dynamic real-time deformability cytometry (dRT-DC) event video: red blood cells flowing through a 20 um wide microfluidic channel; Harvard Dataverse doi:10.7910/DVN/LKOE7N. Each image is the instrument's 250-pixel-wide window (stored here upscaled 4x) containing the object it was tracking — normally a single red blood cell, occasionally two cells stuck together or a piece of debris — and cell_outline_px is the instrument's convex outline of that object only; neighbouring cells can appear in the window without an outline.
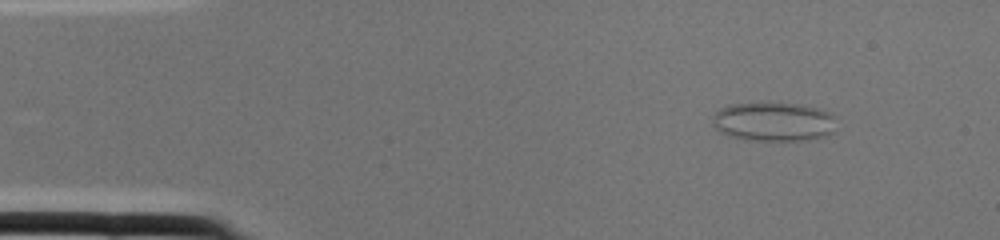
{"species": "common noctule bat (a hibernating species)", "species_latin": "Nyctalus noctula", "temperature_condition": "cold", "stored_images_in_passage": 1, "camera_frame_rate_fps": 3000, "um_per_image_px": 0.085, "animal": {"sex": "female", "body_mass_g": 22.0, "forearm_length_mm": 56.7}, "frame": {"image": 1, "passage_image": 1, "time_ms": 0.0, "image_size_px": [1000, 240], "cell_outline_px": [[836, 132], [824, 136], [808, 140], [744, 140], [728, 136], [720, 132], [712, 124], [712, 116], [720, 108], [728, 104], [780, 100], [804, 104], [828, 112], [836, 116]], "centroid_in_image_um": [65.77, 10.3], "position_along_channel_um": 19.2, "area_um2": 29.48}}